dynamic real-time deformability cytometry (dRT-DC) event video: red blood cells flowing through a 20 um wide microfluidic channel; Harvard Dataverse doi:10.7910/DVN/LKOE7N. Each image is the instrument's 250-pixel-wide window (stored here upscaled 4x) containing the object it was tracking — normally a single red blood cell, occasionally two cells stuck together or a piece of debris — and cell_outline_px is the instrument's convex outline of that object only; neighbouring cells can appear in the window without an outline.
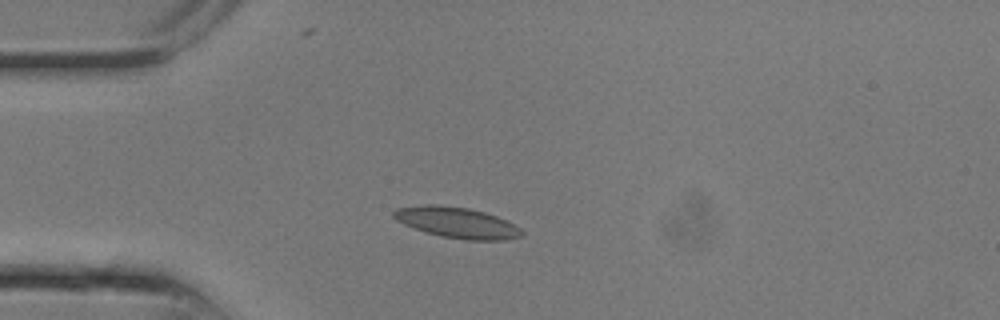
{"species": "common noctule bat (a hibernating species)", "species_latin": "Nyctalus noctula", "temperature_condition": "room temperature", "stored_images_in_passage": 15, "camera_frame_rate_fps": 3000, "um_per_image_px": 0.085, "animal": {"sex": "male", "body_mass_g": 13.3}, "frame": {"image": 1, "passage_image": 4, "time_ms": 1.0, "image_size_px": [1000, 320], "cell_outline_px": [[524, 232], [520, 236], [504, 240], [464, 240], [440, 236], [404, 224], [396, 220], [392, 216], [392, 212], [396, 208], [424, 204], [436, 204], [468, 208], [484, 212], [496, 216], [520, 228]], "centroid_in_image_um": [38.81, 18.91], "position_along_channel_um": 46.2, "area_um2": 22.83}}
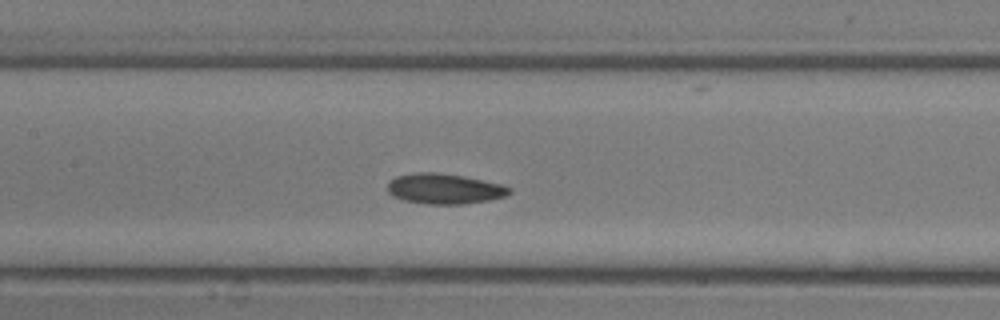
{"frame": {"image": 2, "passage_image": 9, "time_ms": 2.667, "image_size_px": [1000, 320], "cell_outline_px": [[512, 192], [504, 196], [488, 200], [464, 204], [424, 204], [404, 200], [392, 196], [388, 192], [388, 184], [396, 176], [416, 172], [436, 172], [464, 176], [500, 184], [512, 188]], "centroid_in_image_um": [37.76, 16.04], "position_along_channel_um": 169.6, "area_um2": 21.5}}
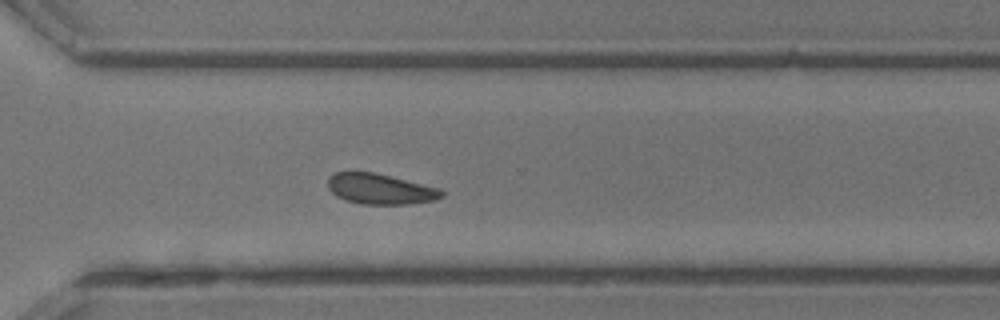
{"frame": {"image": 3, "passage_image": 15, "time_ms": 4.667, "image_size_px": [1000, 320], "cell_outline_px": [[444, 196], [436, 200], [408, 204], [360, 204], [344, 200], [336, 196], [328, 188], [328, 176], [336, 172], [376, 172], [440, 188], [444, 192]], "centroid_in_image_um": [32.33, 16.06], "position_along_channel_um": 338.3, "area_um2": 20.46}}